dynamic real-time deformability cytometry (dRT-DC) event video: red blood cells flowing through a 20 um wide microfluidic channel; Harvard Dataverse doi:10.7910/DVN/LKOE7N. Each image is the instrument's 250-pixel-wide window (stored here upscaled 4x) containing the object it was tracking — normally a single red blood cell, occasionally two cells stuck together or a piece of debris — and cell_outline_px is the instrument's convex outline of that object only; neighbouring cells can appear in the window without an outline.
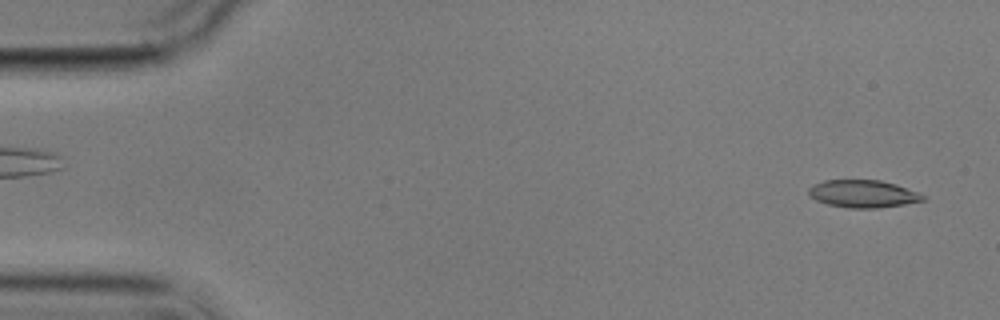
{"species": "common noctule bat (a hibernating species)", "species_latin": "Nyctalus noctula", "temperature_condition": "cold", "stored_images_in_passage": 2, "camera_frame_rate_fps": 3000, "um_per_image_px": 0.085, "animal": {"sex": "male", "body_mass_g": 17.9}, "frame": {"image": 1, "passage_image": 2, "time_ms": 1.333, "image_size_px": [1000, 320], "cell_outline_px": [[924, 200], [904, 204], [876, 208], [848, 208], [828, 204], [816, 200], [808, 196], [808, 188], [812, 184], [824, 180], [880, 180], [896, 184], [920, 192], [924, 196]], "centroid_in_image_um": [73.33, 16.46], "position_along_channel_um": 11.7, "area_um2": 18.44}}